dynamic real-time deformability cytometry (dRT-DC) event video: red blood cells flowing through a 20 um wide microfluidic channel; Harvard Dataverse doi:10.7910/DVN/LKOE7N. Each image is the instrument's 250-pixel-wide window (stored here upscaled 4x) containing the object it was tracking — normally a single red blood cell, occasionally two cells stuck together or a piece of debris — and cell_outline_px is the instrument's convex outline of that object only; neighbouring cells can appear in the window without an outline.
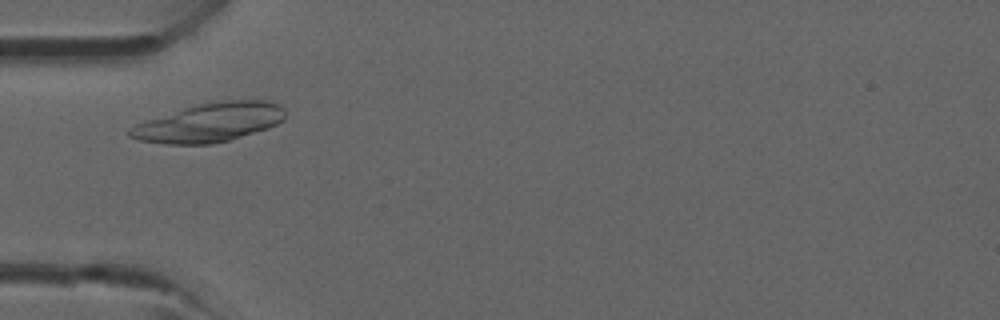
{"species": "common noctule bat (a hibernating species)", "species_latin": "Nyctalus noctula", "temperature_condition": "room temperature", "stored_images_in_passage": 3, "camera_frame_rate_fps": 3000, "um_per_image_px": 0.085, "animal": {"sex": "male", "forearm_length_mm": 52.5}, "frame": {"image": 1, "passage_image": 2, "time_ms": 1.333, "image_size_px": [1000, 320], "cell_outline_px": [[284, 120], [268, 128], [228, 140], [212, 144], [168, 144], [140, 140], [128, 136], [128, 128], [136, 124], [192, 104], [220, 100], [272, 100], [284, 108]], "centroid_in_image_um": [17.81, 10.39], "position_along_channel_um": 67.2, "area_um2": 35.32}}